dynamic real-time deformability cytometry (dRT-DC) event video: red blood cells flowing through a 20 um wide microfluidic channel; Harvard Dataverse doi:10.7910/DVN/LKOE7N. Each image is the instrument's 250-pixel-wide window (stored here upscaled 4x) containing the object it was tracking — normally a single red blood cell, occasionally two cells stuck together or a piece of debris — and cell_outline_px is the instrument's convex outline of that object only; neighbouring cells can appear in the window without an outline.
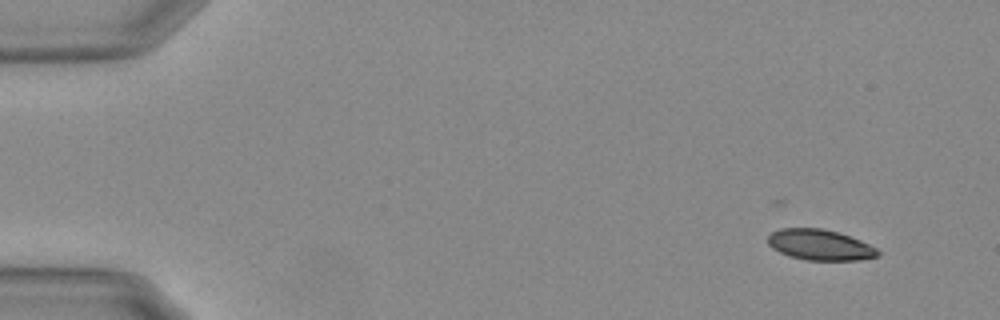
{"species": "Egyptian fruit bat (a non-hibernating species)", "species_latin": "Rousettus aegyptiacus", "temperature_condition": "warm", "stored_images_in_passage": 52, "camera_frame_rate_fps": 3000, "um_per_image_px": 0.085, "animal": {"sex": "female"}, "frame": {"image": 1, "passage_image": 1, "time_ms": 0.0, "image_size_px": [1000, 320], "cell_outline_px": [[880, 252], [876, 256], [860, 260], [808, 260], [788, 256], [772, 248], [768, 244], [768, 236], [772, 232], [780, 228], [820, 228], [836, 232], [860, 240], [876, 248]], "centroid_in_image_um": [69.66, 20.81], "position_along_channel_um": 15.3, "area_um2": 19.48}}
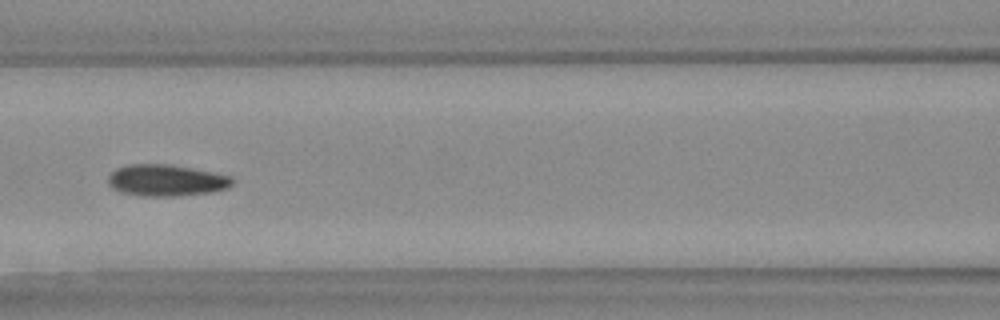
{"frame": {"image": 2, "passage_image": 22, "time_ms": 7.0, "image_size_px": [1000, 320], "cell_outline_px": [[236, 180], [228, 188], [212, 192], [172, 196], [140, 196], [120, 192], [112, 188], [108, 184], [108, 176], [116, 168], [128, 164], [168, 164], [192, 168], [232, 176]], "centroid_in_image_um": [14.13, 15.33], "position_along_channel_um": 152.5, "area_um2": 23.0}}
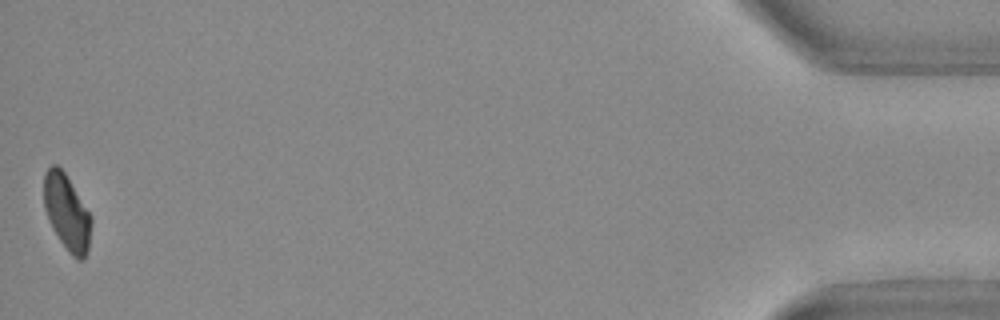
{"frame": {"image": 3, "passage_image": 52, "time_ms": 17.0, "image_size_px": [1000, 320], "cell_outline_px": [[92, 224], [88, 252], [84, 260], [76, 260], [68, 252], [52, 228], [44, 208], [44, 172], [52, 164], [56, 164], [64, 172], [92, 216]], "centroid_in_image_um": [5.7, 18.09], "position_along_channel_um": 429.5, "area_um2": 21.04}, "authors_computed_cell_mechanics": {"area_um2": 21.8773, "velocity_mm_per_s": 3.6962, "shape_relaxation_time_tau1_ms": 5.6117, "shape_relaxation_time_tau2_ms": 1.7822, "deformation_change_tau1": 0.1524, "deformation_change_tau2": 0.0629}}